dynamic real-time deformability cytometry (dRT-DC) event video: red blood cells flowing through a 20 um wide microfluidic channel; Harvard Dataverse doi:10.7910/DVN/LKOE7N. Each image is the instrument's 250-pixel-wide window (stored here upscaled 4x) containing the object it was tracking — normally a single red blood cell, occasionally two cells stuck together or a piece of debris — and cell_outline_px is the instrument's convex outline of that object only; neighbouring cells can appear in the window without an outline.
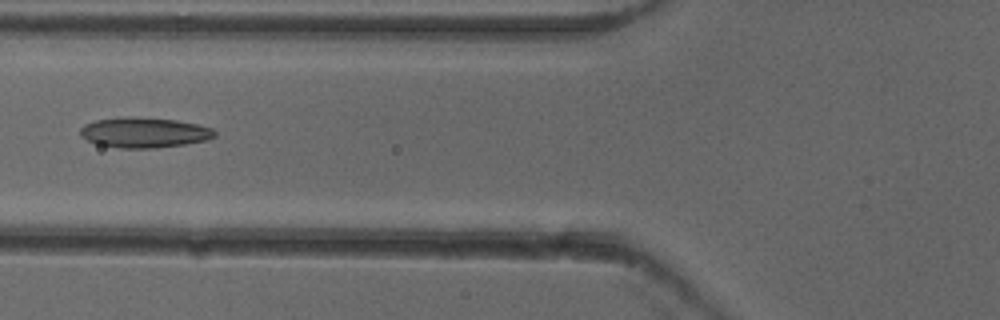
{"species": "common noctule bat (a hibernating species)", "species_latin": "Nyctalus noctula", "temperature_condition": "cold", "stored_images_in_passage": 53, "camera_frame_rate_fps": 3000, "um_per_image_px": 0.085, "animal": {"sex": "female"}, "frame": {"image": 1, "passage_image": 21, "time_ms": 6.667, "image_size_px": [1000, 320], "cell_outline_px": [[216, 136], [208, 140], [184, 144], [156, 148], [120, 148], [96, 144], [80, 136], [80, 128], [84, 124], [96, 120], [128, 116], [176, 120], [196, 124], [212, 128], [216, 132]], "centroid_in_image_um": [12.25, 11.27], "position_along_channel_um": 113.6, "area_um2": 23.76}}
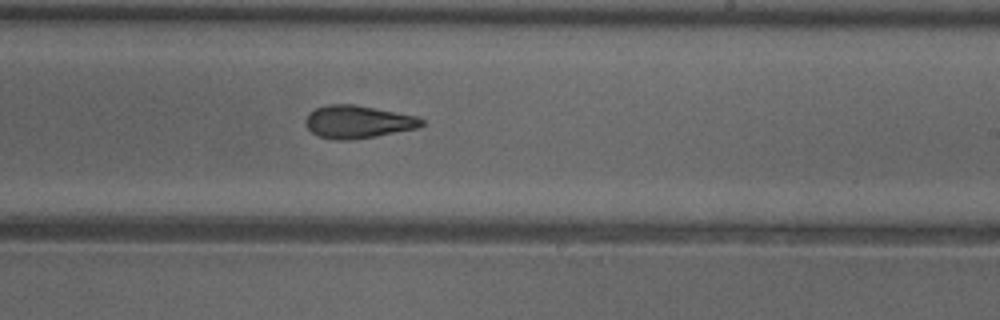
{"frame": {"image": 2, "passage_image": 32, "time_ms": 10.333, "image_size_px": [1000, 320], "cell_outline_px": [[424, 124], [416, 128], [376, 136], [348, 140], [336, 140], [316, 136], [304, 124], [304, 120], [308, 112], [316, 108], [328, 104], [356, 104], [416, 116], [424, 120]], "centroid_in_image_um": [30.36, 10.35], "position_along_channel_um": 258.6, "area_um2": 22.25}}
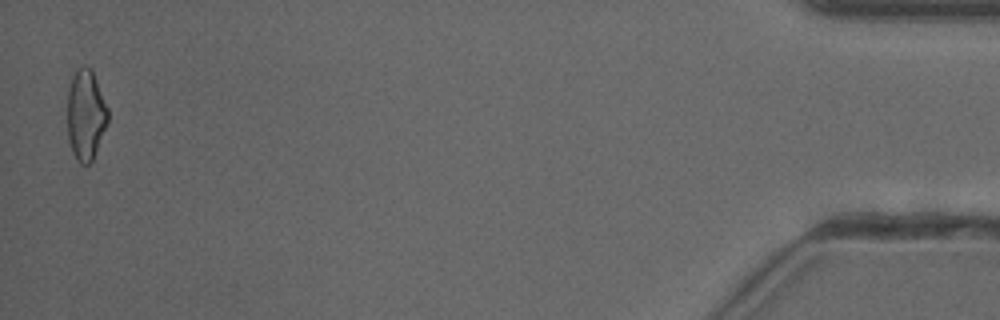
{"frame": {"image": 3, "passage_image": 52, "time_ms": 17.0, "image_size_px": [1000, 320], "cell_outline_px": [[108, 124], [92, 160], [88, 164], [80, 164], [72, 152], [68, 140], [68, 88], [72, 76], [84, 64], [92, 68], [108, 108]], "centroid_in_image_um": [7.3, 9.75], "position_along_channel_um": 427.9, "area_um2": 21.5}, "authors_computed_cell_mechanics": {"area_um2": 22.3686, "velocity_mm_per_s": 3.9423, "shape_relaxation_time_tau1_ms": 7.8342, "shape_relaxation_time_tau2_ms": 2.6282, "deformation_change_tau1": 0.1914, "deformation_change_tau2": 0.1075}}